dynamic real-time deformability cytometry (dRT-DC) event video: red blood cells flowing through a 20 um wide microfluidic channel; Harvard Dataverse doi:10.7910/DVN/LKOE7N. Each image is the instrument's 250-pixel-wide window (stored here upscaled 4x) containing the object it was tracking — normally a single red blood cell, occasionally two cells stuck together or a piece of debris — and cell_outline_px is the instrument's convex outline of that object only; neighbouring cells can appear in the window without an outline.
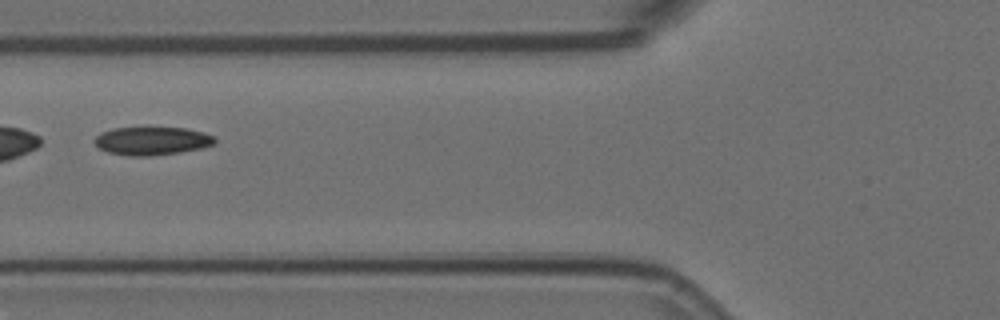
{"species": "Egyptian fruit bat (a non-hibernating species)", "species_latin": "Rousettus aegyptiacus", "temperature_condition": "room temperature", "stored_images_in_passage": 8, "camera_frame_rate_fps": 3000, "um_per_image_px": 0.085, "animal": {"sex": "female"}, "frame": {"image": 1, "passage_image": 2, "time_ms": 0.333, "image_size_px": [1000, 320], "cell_outline_px": [[216, 140], [212, 144], [200, 148], [180, 152], [148, 156], [128, 156], [108, 152], [100, 148], [92, 140], [100, 132], [112, 128], [144, 124], [148, 124], [184, 128], [204, 132], [216, 136]], "centroid_in_image_um": [12.87, 11.91], "position_along_channel_um": 112.9, "area_um2": 20.81}}
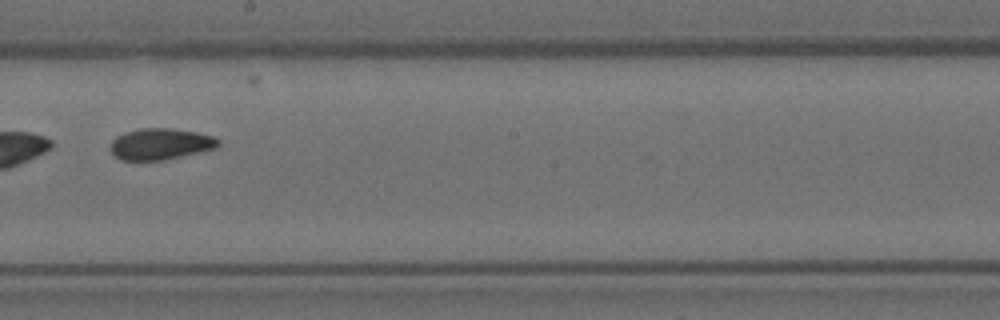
{"frame": {"image": 2, "passage_image": 5, "time_ms": 1.333, "image_size_px": [1000, 320], "cell_outline_px": [[220, 144], [216, 148], [164, 160], [120, 160], [108, 148], [112, 140], [116, 136], [140, 128], [172, 128], [196, 132], [212, 136], [220, 140]], "centroid_in_image_um": [13.63, 12.24], "position_along_channel_um": 234.6, "area_um2": 19.65}}
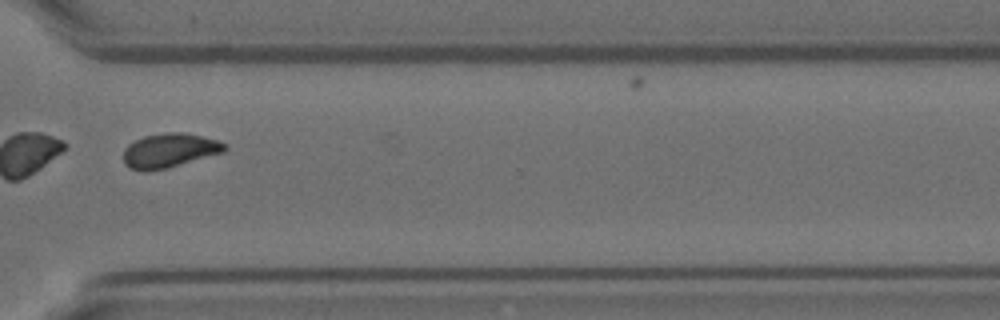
{"frame": {"image": 3, "passage_image": 8, "time_ms": 2.333, "image_size_px": [1000, 320], "cell_outline_px": [[228, 148], [224, 152], [164, 168], [144, 172], [132, 168], [124, 164], [124, 148], [128, 144], [144, 136], [168, 132], [184, 132], [216, 140], [228, 144]], "centroid_in_image_um": [14.4, 12.78], "position_along_channel_um": 356.2, "area_um2": 19.94}}